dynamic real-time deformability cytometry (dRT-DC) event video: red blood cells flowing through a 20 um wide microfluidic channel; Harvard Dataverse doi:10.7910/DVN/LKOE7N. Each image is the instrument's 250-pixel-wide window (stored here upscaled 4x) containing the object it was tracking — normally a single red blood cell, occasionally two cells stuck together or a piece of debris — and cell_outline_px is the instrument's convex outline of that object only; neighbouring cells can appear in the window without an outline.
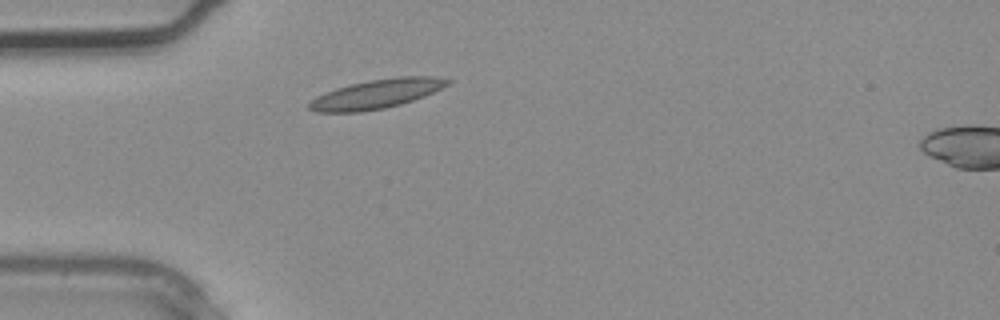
{"species": "common noctule bat (a hibernating species)", "species_latin": "Nyctalus noctula", "temperature_condition": "warm", "stored_images_in_passage": 2, "segment_of_instrument_passage": [1, 2], "camera_frame_rate_fps": 3000, "um_per_image_px": 0.085, "animal": {"sex": "male", "body_mass_g": 20.4}, "frame": {"image": 1, "passage_image": 1, "time_ms": 0.0, "image_size_px": [1000, 320], "cell_outline_px": [[452, 80], [448, 84], [424, 96], [400, 104], [384, 108], [360, 112], [316, 112], [308, 108], [308, 104], [316, 96], [324, 92], [336, 88], [368, 80], [396, 76], [436, 76]], "centroid_in_image_um": [31.98, 7.98], "position_along_channel_um": 53.0, "area_um2": 23.41}}